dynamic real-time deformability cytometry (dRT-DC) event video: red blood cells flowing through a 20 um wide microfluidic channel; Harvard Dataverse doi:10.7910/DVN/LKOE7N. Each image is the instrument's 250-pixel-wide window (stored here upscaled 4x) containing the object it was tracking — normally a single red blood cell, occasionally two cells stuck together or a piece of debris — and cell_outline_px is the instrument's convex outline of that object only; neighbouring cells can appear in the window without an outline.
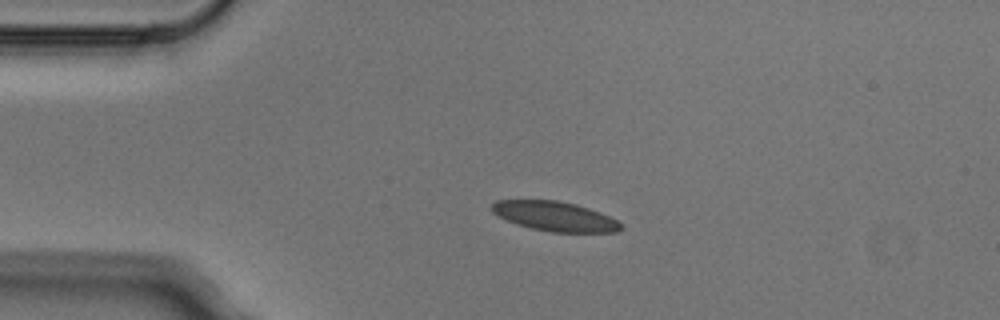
{"species": "Egyptian fruit bat (a non-hibernating species)", "species_latin": "Rousettus aegyptiacus", "temperature_condition": "cold", "stored_images_in_passage": 3, "camera_frame_rate_fps": 3000, "um_per_image_px": 0.085, "animal": {"sex": "male"}, "frame": {"image": 1, "passage_image": 3, "time_ms": 0.667, "image_size_px": [1000, 320], "cell_outline_px": [[624, 228], [616, 232], [552, 232], [532, 228], [516, 224], [492, 212], [492, 204], [496, 200], [556, 200], [576, 204], [600, 212], [624, 224]], "centroid_in_image_um": [47.2, 18.38], "position_along_channel_um": 37.8, "area_um2": 22.14}}